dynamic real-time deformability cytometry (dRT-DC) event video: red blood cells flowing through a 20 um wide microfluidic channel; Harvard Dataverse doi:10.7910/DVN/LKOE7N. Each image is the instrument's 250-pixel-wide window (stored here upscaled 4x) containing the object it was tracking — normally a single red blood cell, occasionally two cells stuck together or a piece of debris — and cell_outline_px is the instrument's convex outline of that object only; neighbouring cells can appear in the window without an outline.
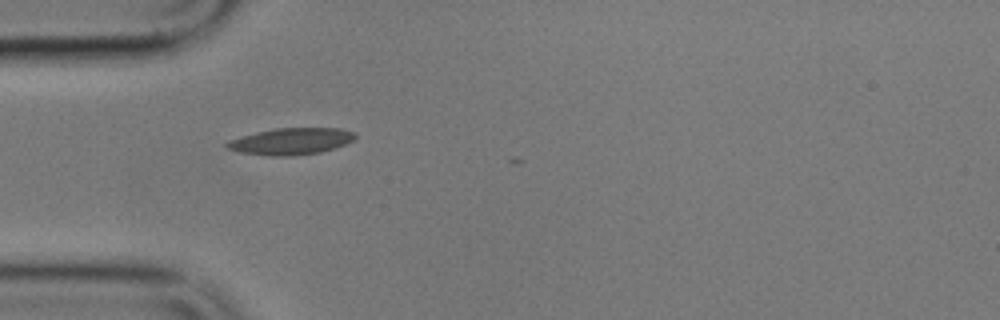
{"species": "common noctule bat (a hibernating species)", "species_latin": "Nyctalus noctula", "temperature_condition": "cold", "stored_images_in_passage": 5, "camera_frame_rate_fps": 3000, "um_per_image_px": 0.085, "animal": {"sex": "male", "body_mass_g": 17.9}, "frame": {"image": 1, "passage_image": 5, "time_ms": 4.667, "image_size_px": [1000, 320], "cell_outline_px": [[356, 136], [352, 140], [336, 148], [320, 152], [292, 156], [272, 156], [240, 152], [224, 148], [224, 144], [228, 140], [256, 132], [276, 128], [340, 128], [356, 132]], "centroid_in_image_um": [24.72, 12.01], "position_along_channel_um": 60.3, "area_um2": 20.0}}